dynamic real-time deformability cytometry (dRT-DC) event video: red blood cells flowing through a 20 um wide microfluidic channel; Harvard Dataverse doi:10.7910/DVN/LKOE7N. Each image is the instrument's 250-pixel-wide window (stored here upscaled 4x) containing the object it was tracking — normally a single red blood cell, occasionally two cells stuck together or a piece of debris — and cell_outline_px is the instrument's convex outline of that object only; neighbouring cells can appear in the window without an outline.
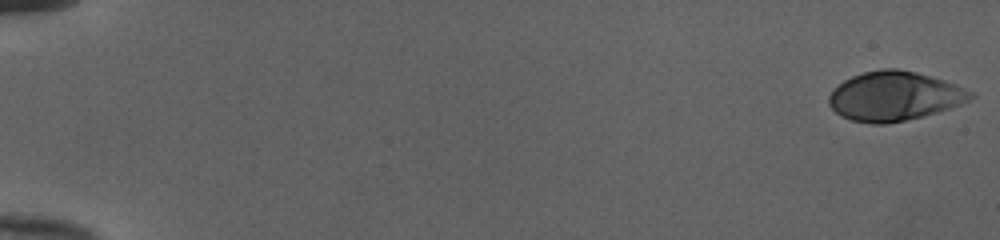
{"species": "human", "species_latin": "Homo sapiens", "temperature_condition": "cold", "stored_images_in_passage": 52, "camera_frame_rate_fps": 3000, "um_per_image_px": 0.085, "donor": {"sex": "female"}, "frame": {"image": 1, "passage_image": 1, "time_ms": 0.0, "image_size_px": [1000, 240], "cell_outline_px": [[976, 96], [960, 104], [936, 112], [904, 120], [884, 124], [872, 124], [852, 120], [840, 116], [828, 104], [828, 96], [844, 80], [852, 76], [864, 72], [884, 68], [896, 68], [916, 72], [944, 80], [956, 84], [972, 92]], "centroid_in_image_um": [76.0, 8.16], "position_along_channel_um": 9.0, "area_um2": 40.29}}
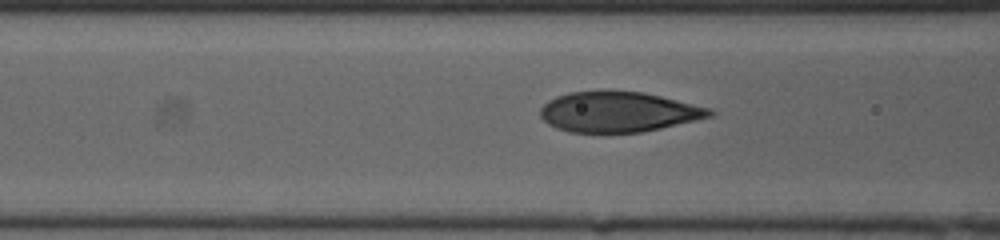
{"frame": {"image": 2, "passage_image": 23, "time_ms": 7.333, "image_size_px": [1000, 240], "cell_outline_px": [[716, 112], [712, 116], [696, 120], [660, 128], [640, 132], [568, 132], [556, 128], [548, 124], [540, 116], [540, 108], [548, 100], [556, 96], [568, 92], [644, 92], [712, 108]], "centroid_in_image_um": [52.57, 9.52], "position_along_channel_um": 114.0, "area_um2": 39.48}}
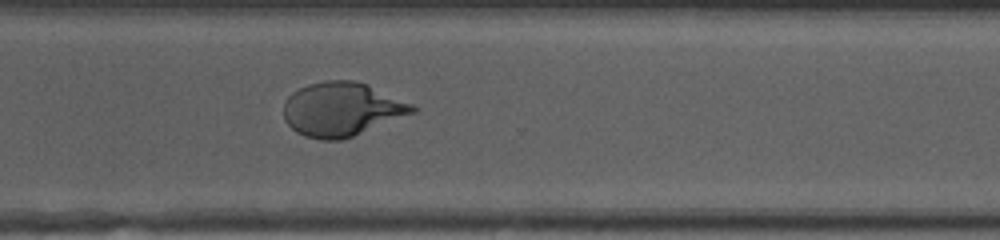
{"frame": {"image": 3, "passage_image": 40, "time_ms": 13.0, "image_size_px": [1000, 240], "cell_outline_px": [[416, 112], [352, 136], [340, 140], [320, 140], [304, 136], [296, 132], [284, 120], [284, 104], [288, 96], [292, 92], [308, 84], [324, 80], [352, 80], [364, 84], [412, 104], [416, 108]], "centroid_in_image_um": [29.0, 9.3], "position_along_channel_um": 341.6, "area_um2": 39.94}, "authors_computed_cell_mechanics": {"area_um2": 40.1999, "velocity_mm_per_s": 4.0227, "shape_relaxation_time_tau1_ms": 5.9696, "shape_relaxation_time_tau2_ms": null, "deformation_change_tau1": 0.2484, "deformation_change_tau2": null}}